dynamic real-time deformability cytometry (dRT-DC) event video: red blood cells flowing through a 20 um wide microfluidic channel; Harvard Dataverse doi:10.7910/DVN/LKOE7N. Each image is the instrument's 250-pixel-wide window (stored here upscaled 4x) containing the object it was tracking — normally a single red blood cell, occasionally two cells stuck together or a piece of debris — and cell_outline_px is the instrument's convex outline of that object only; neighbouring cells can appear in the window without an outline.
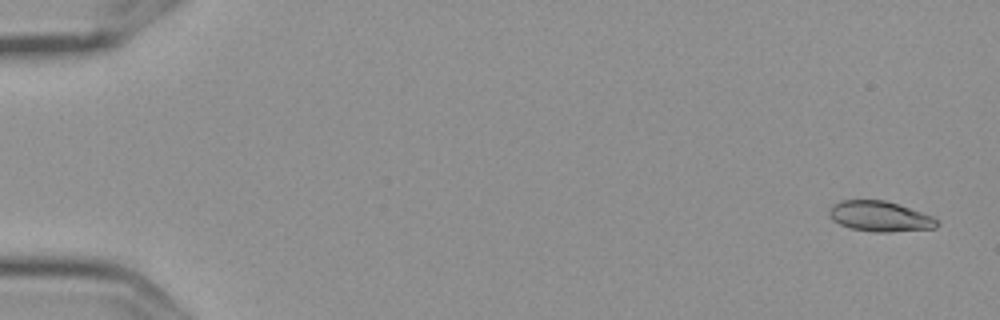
{"species": "Egyptian fruit bat (a non-hibernating species)", "species_latin": "Rousettus aegyptiacus", "temperature_condition": "cold", "stored_images_in_passage": 15, "camera_frame_rate_fps": 3000, "um_per_image_px": 0.085, "frame": {"image": 1, "passage_image": 1, "time_ms": 0.0, "image_size_px": [1000, 320], "cell_outline_px": [[940, 224], [936, 228], [888, 232], [876, 232], [852, 228], [840, 224], [832, 220], [828, 212], [832, 204], [840, 200], [884, 200], [932, 216], [940, 220]], "centroid_in_image_um": [74.79, 18.39], "position_along_channel_um": 10.2, "area_um2": 18.96}}
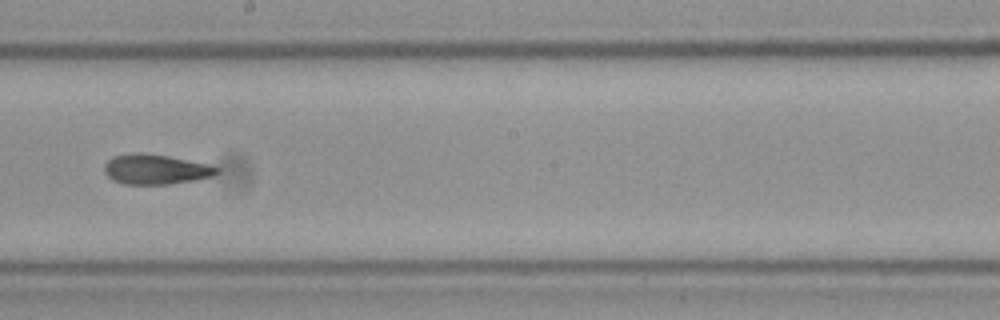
{"frame": {"image": 2, "passage_image": 9, "time_ms": 2.667, "image_size_px": [1000, 320], "cell_outline_px": [[220, 172], [212, 176], [192, 180], [168, 184], [124, 184], [112, 180], [104, 172], [104, 164], [112, 156], [132, 152], [144, 152], [168, 156], [208, 164], [220, 168]], "centroid_in_image_um": [13.19, 14.37], "position_along_channel_um": 235.0, "area_um2": 19.77}}
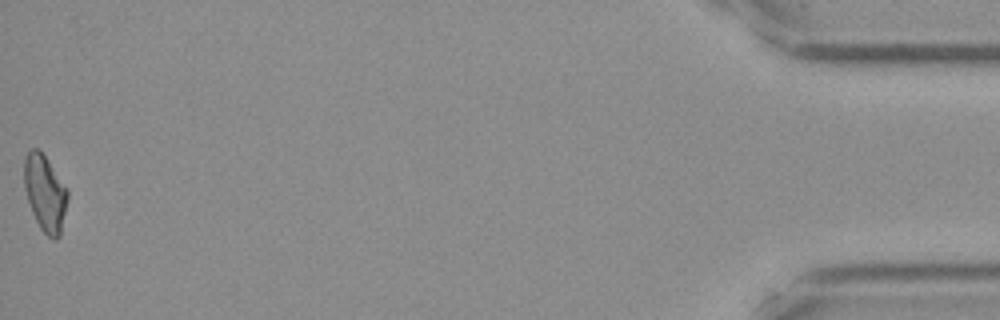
{"frame": {"image": 3, "passage_image": 15, "time_ms": 4.667, "image_size_px": [1000, 320], "cell_outline_px": [[68, 200], [60, 236], [56, 240], [52, 240], [40, 228], [32, 212], [24, 188], [24, 160], [28, 152], [32, 148], [36, 148], [44, 156], [68, 188]], "centroid_in_image_um": [3.84, 16.45], "position_along_channel_um": 431.4, "area_um2": 19.25}}